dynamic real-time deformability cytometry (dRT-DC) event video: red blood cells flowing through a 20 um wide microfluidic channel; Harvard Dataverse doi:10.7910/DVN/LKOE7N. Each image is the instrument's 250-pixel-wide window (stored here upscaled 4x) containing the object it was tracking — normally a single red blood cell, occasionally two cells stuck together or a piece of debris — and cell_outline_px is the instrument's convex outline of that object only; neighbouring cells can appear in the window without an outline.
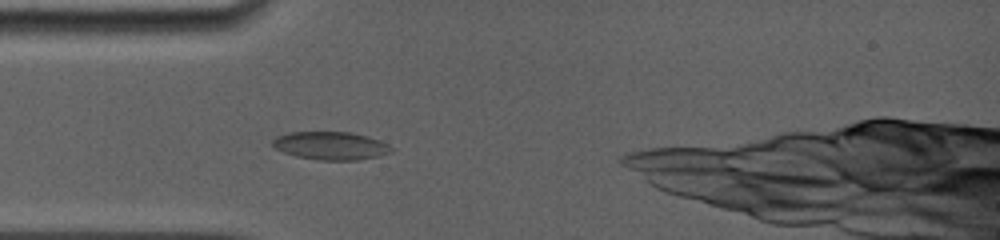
{"species": "common noctule bat (a hibernating species)", "species_latin": "Nyctalus noctula", "temperature_condition": "room temperature", "stored_images_in_passage": 4, "camera_frame_rate_fps": 5000, "um_per_image_px": 0.085, "animal": {"sex": "female", "body_mass_g": 19.0, "forearm_length_mm": 56.7}, "frame": {"image": 1, "passage_image": 3, "time_ms": 2.4, "image_size_px": [1000, 240], "cell_outline_px": [[392, 152], [380, 156], [356, 160], [320, 160], [296, 156], [284, 152], [276, 148], [272, 144], [272, 140], [276, 136], [288, 132], [352, 132], [368, 136], [380, 140], [388, 144], [392, 148]], "centroid_in_image_um": [28.13, 12.38], "position_along_channel_um": 56.9, "area_um2": 19.48}}
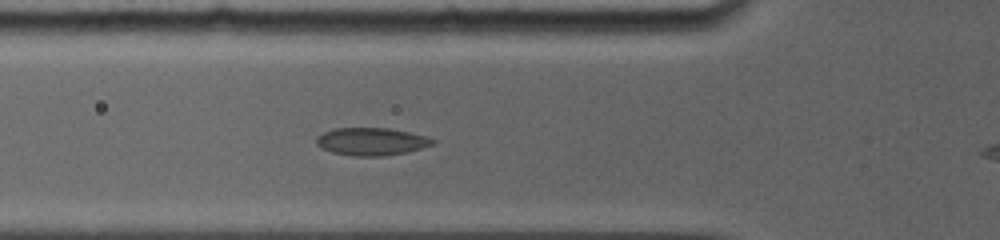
{"frame": {"image": 2, "passage_image": 4, "time_ms": 3.4, "image_size_px": [1000, 240], "cell_outline_px": [[436, 140], [432, 144], [420, 148], [404, 152], [380, 156], [356, 156], [332, 152], [316, 144], [316, 136], [332, 128], [388, 128], [408, 132], [424, 136]], "centroid_in_image_um": [31.52, 12.02], "position_along_channel_um": 94.3, "area_um2": 18.38}}